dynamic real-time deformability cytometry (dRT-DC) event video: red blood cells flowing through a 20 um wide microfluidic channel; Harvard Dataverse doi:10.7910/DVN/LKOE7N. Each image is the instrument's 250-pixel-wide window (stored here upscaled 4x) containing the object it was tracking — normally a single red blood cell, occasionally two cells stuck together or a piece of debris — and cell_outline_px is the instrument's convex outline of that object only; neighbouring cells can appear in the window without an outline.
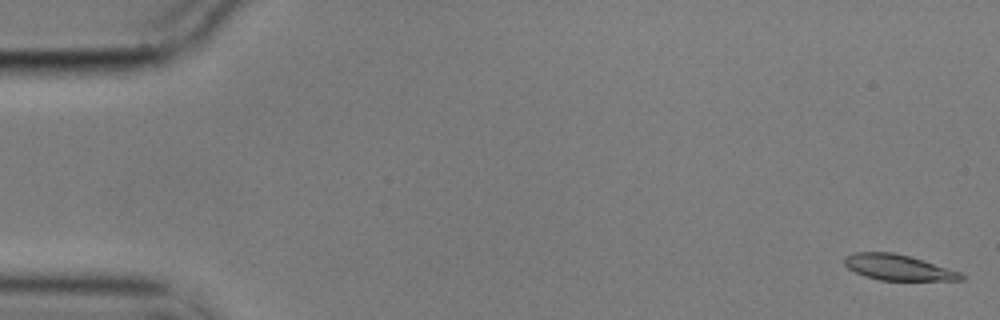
{"species": "common noctule bat (a hibernating species)", "species_latin": "Nyctalus noctula", "temperature_condition": "cold", "stored_images_in_passage": 56, "camera_frame_rate_fps": 3000, "um_per_image_px": 0.085, "animal": {"sex": "male", "body_mass_g": 17.9}, "frame": {"image": 1, "passage_image": 1, "time_ms": 0.0, "image_size_px": [1000, 320], "cell_outline_px": [[964, 280], [880, 280], [864, 276], [848, 268], [844, 264], [844, 256], [856, 252], [892, 252], [908, 256], [960, 272], [964, 276]], "centroid_in_image_um": [76.29, 22.73], "position_along_channel_um": 8.7, "area_um2": 17.17}}
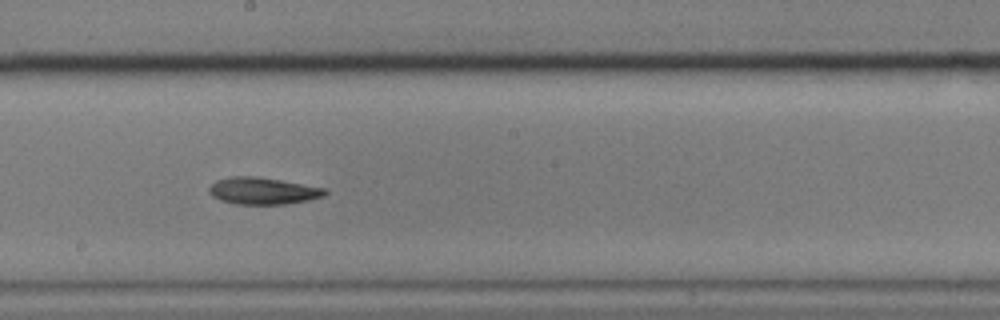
{"frame": {"image": 2, "passage_image": 31, "time_ms": 10.0, "image_size_px": [1000, 320], "cell_outline_px": [[328, 192], [324, 196], [308, 200], [284, 204], [236, 204], [220, 200], [212, 196], [208, 192], [208, 188], [216, 180], [232, 176], [256, 176], [328, 188]], "centroid_in_image_um": [22.35, 16.22], "position_along_channel_um": 225.8, "area_um2": 18.26}}
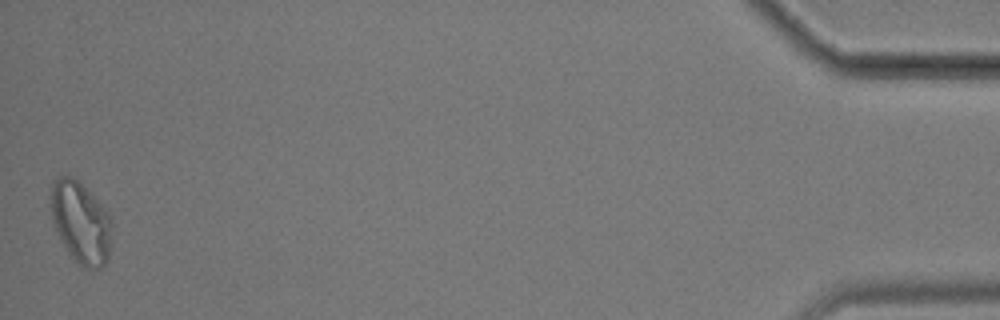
{"frame": {"image": 3, "passage_image": 56, "time_ms": 18.333, "image_size_px": [1000, 320], "cell_outline_px": [[112, 240], [108, 260], [100, 268], [84, 268], [68, 252], [60, 240], [52, 220], [52, 184], [56, 176], [68, 176], [76, 180], [112, 216]], "centroid_in_image_um": [6.9, 18.95], "position_along_channel_um": 428.3, "area_um2": 28.78}, "authors_computed_cell_mechanics": {"area_um2": 18.3804, "velocity_mm_per_s": 3.5113, "shape_relaxation_time_tau1_ms": 5.0575, "shape_relaxation_time_tau2_ms": null, "deformation_change_tau1": 0.1461, "deformation_change_tau2": null}}